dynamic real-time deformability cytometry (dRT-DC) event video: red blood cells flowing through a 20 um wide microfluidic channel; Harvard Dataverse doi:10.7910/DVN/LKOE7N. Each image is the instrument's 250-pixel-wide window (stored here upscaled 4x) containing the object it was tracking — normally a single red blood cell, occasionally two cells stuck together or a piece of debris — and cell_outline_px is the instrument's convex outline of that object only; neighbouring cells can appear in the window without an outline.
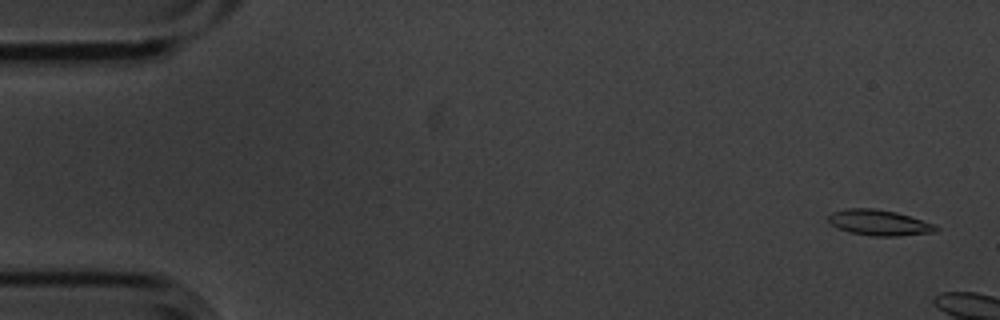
{"species": "common noctule bat (a hibernating species)", "species_latin": "Nyctalus noctula", "temperature_condition": "cold", "stored_images_in_passage": 6, "camera_frame_rate_fps": 3000, "um_per_image_px": 0.085, "animal": {"sex": "male", "body_mass_g": 20.1, "forearm_length_mm": 53.5}, "frame": {"image": 1, "passage_image": 2, "time_ms": 0.333, "image_size_px": [1000, 320], "cell_outline_px": [[940, 228], [936, 232], [900, 236], [872, 236], [848, 232], [836, 228], [828, 220], [828, 216], [832, 212], [848, 208], [876, 208], [896, 212], [936, 224]], "centroid_in_image_um": [74.75, 18.93], "position_along_channel_um": 10.3, "area_um2": 16.3}}